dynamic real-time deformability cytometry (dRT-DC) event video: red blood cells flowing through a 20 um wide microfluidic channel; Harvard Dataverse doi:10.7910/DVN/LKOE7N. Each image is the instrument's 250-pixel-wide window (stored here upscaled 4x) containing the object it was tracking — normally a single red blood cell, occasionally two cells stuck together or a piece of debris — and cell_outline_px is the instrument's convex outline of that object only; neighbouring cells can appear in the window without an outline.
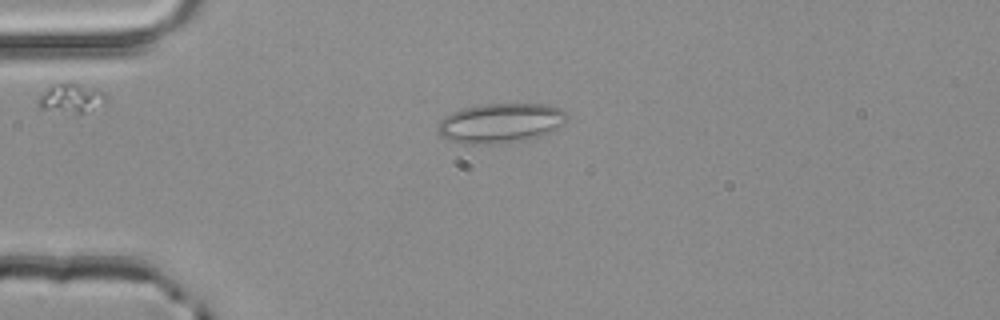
{"species": "common noctule bat (a hibernating species)", "species_latin": "Nyctalus noctula", "temperature_condition": "room temperature", "stored_images_in_passage": 33, "camera_frame_rate_fps": 3000, "um_per_image_px": 0.085, "animal": {"sex": "male", "body_mass_g": 20.4}, "frame": {"image": 1, "passage_image": 1, "time_ms": 0.0, "image_size_px": [1000, 320], "cell_outline_px": [[568, 120], [560, 128], [548, 136], [528, 140], [500, 144], [464, 144], [448, 140], [440, 136], [436, 128], [440, 120], [444, 116], [452, 112], [464, 108], [484, 104], [548, 104], [560, 108], [568, 112]], "centroid_in_image_um": [42.62, 10.48], "position_along_channel_um": 42.4, "area_um2": 30.87}}
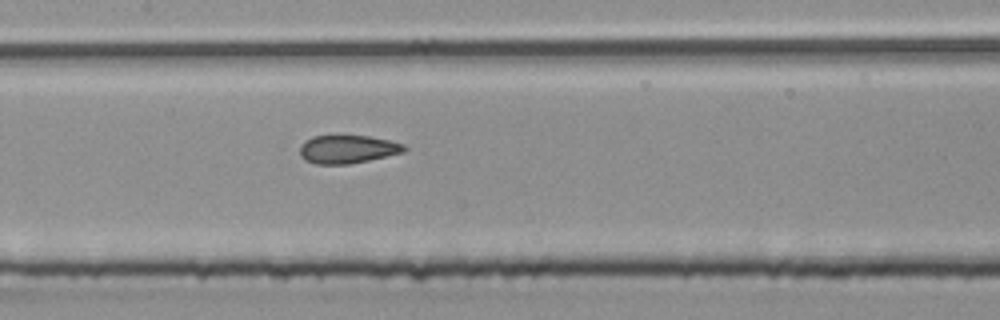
{"frame": {"image": 2, "passage_image": 13, "time_ms": 4.0, "image_size_px": [1000, 320], "cell_outline_px": [[408, 148], [404, 152], [368, 160], [348, 164], [316, 164], [304, 160], [300, 156], [300, 144], [304, 140], [312, 136], [336, 132], [368, 136], [388, 140], [404, 144]], "centroid_in_image_um": [29.48, 12.63], "position_along_channel_um": 177.9, "area_um2": 17.98}}
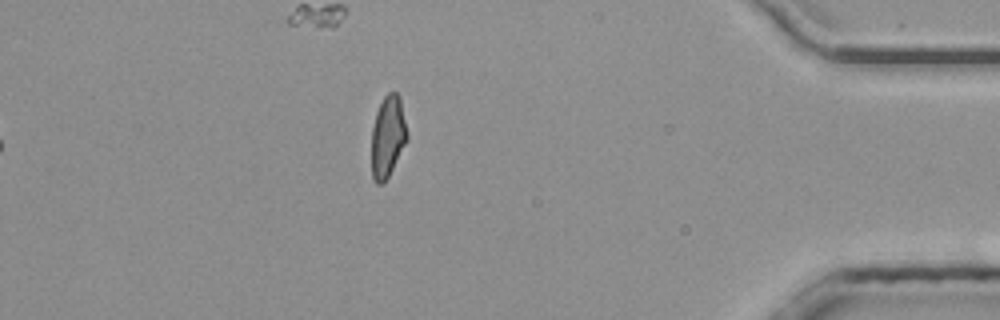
{"frame": {"image": 3, "passage_image": 33, "time_ms": 10.667, "image_size_px": [1000, 320], "cell_outline_px": [[408, 140], [388, 176], [380, 184], [376, 184], [372, 176], [372, 128], [376, 112], [384, 96], [388, 92], [396, 92], [400, 96], [408, 136]], "centroid_in_image_um": [32.97, 11.58], "position_along_channel_um": 402.2, "area_um2": 16.82}, "authors_computed_cell_mechanics": {"area_um2": 17.629, "velocity_mm_per_s": 4.0255, "shape_relaxation_time_tau1_ms": 9.2052, "shape_relaxation_time_tau2_ms": 1.687, "deformation_change_tau1": 0.152, "deformation_change_tau2": 0.087}}